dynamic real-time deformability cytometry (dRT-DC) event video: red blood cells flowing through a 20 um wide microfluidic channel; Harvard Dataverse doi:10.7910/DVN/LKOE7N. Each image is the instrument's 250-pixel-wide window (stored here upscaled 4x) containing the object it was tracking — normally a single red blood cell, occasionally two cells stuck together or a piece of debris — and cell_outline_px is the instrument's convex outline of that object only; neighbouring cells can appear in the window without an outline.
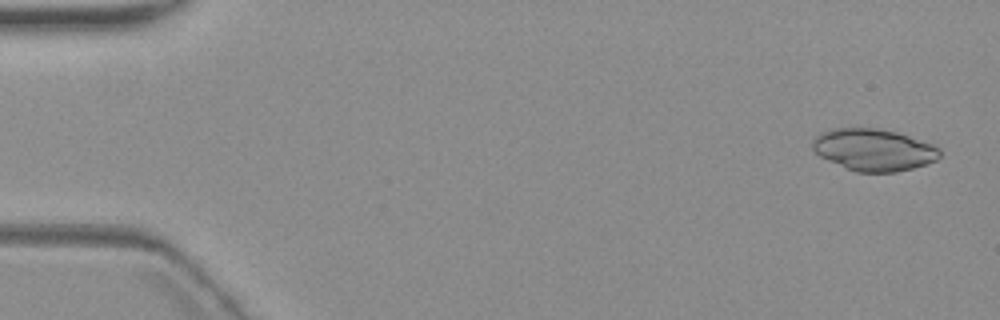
{"species": "common noctule bat (a hibernating species)", "species_latin": "Nyctalus noctula", "temperature_condition": "warm", "stored_images_in_passage": 6, "camera_frame_rate_fps": 3000, "um_per_image_px": 0.085, "animal": {"sex": "female", "body_mass_g": 19.3, "forearm_length_mm": 54.1}, "frame": {"image": 1, "passage_image": 1, "time_ms": 0.0, "image_size_px": [1000, 320], "cell_outline_px": [[940, 156], [936, 160], [912, 168], [896, 172], [856, 172], [820, 156], [812, 148], [812, 140], [820, 132], [832, 128], [880, 128], [896, 132], [936, 144], [940, 148]], "centroid_in_image_um": [74.28, 12.71], "position_along_channel_um": 10.7, "area_um2": 31.15}}